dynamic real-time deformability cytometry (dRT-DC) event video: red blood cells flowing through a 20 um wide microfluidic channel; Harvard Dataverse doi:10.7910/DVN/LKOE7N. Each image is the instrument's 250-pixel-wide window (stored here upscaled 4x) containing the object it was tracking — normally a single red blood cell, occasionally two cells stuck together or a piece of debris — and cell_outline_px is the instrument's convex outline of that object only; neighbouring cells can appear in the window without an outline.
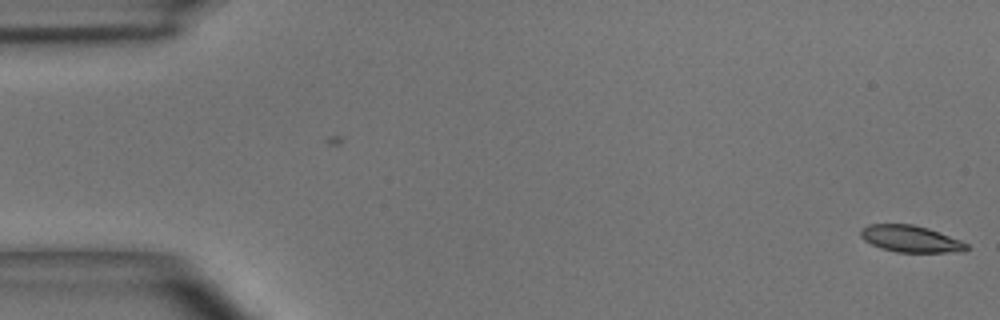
{"species": "common noctule bat (a hibernating species)", "species_latin": "Nyctalus noctula", "temperature_condition": "room temperature", "stored_images_in_passage": 12, "camera_frame_rate_fps": 3000, "um_per_image_px": 0.085, "animal": {"sex": "male", "body_mass_g": 15.6}, "frame": {"image": 1, "passage_image": 1, "time_ms": 0.0, "image_size_px": [1000, 320], "cell_outline_px": [[968, 248], [964, 252], [896, 252], [880, 248], [864, 240], [860, 236], [860, 228], [868, 224], [912, 224], [928, 228], [960, 240], [968, 244]], "centroid_in_image_um": [77.38, 20.3], "position_along_channel_um": 7.6, "area_um2": 16.53}}